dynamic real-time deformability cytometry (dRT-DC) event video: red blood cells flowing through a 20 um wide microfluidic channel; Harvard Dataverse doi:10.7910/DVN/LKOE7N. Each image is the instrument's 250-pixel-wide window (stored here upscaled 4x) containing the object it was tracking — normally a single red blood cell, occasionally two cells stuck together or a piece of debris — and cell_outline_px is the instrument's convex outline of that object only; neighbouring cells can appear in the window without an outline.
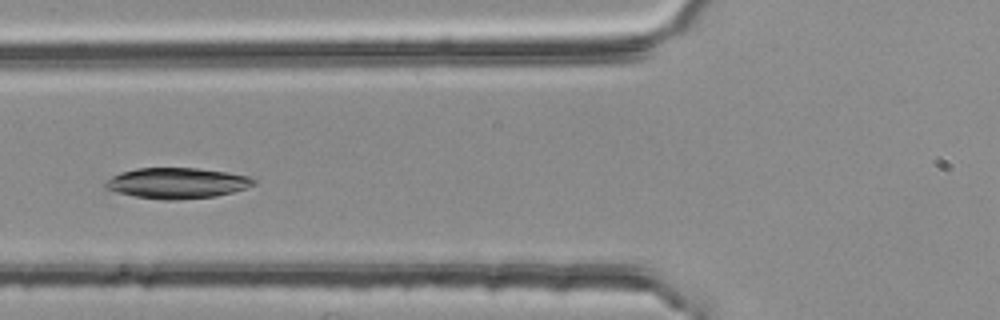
{"species": "common noctule bat (a hibernating species)", "species_latin": "Nyctalus noctula", "temperature_condition": "room temperature", "stored_images_in_passage": 51, "camera_frame_rate_fps": 3000, "um_per_image_px": 0.085, "animal": {"sex": "female", "body_mass_g": 25.1}, "frame": {"image": 1, "passage_image": 21, "time_ms": 6.667, "image_size_px": [1000, 320], "cell_outline_px": [[256, 184], [232, 192], [216, 196], [176, 200], [164, 200], [136, 196], [116, 192], [104, 188], [104, 184], [112, 176], [120, 172], [136, 168], [196, 168], [228, 172], [248, 176], [256, 180]], "centroid_in_image_um": [15.04, 15.56], "position_along_channel_um": 110.8, "area_um2": 26.47}}
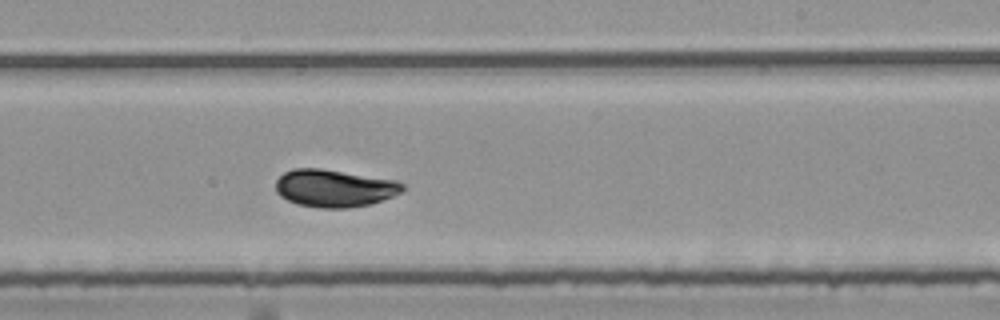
{"frame": {"image": 2, "passage_image": 33, "time_ms": 10.667, "image_size_px": [1000, 320], "cell_outline_px": [[404, 188], [400, 192], [392, 196], [372, 204], [348, 208], [320, 208], [300, 204], [288, 200], [280, 196], [276, 192], [276, 180], [284, 172], [292, 168], [320, 168], [396, 180], [404, 184]], "centroid_in_image_um": [28.41, 15.99], "position_along_channel_um": 260.6, "area_um2": 27.69}}
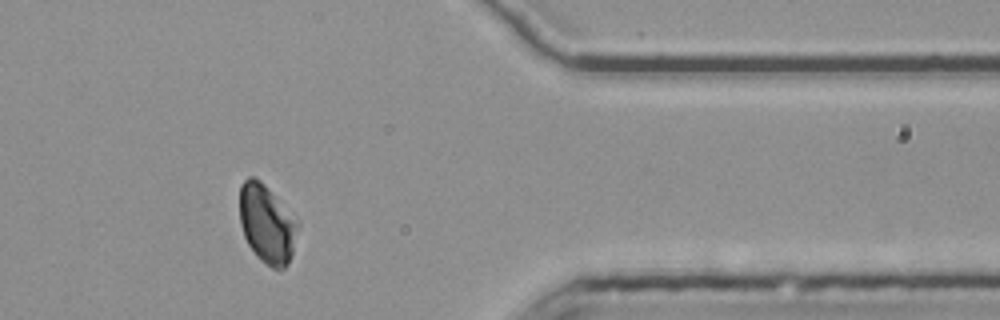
{"frame": {"image": 3, "passage_image": 45, "time_ms": 14.667, "image_size_px": [1000, 320], "cell_outline_px": [[300, 224], [292, 256], [288, 264], [284, 268], [272, 268], [260, 260], [248, 244], [244, 236], [240, 224], [240, 184], [248, 176], [256, 176], [300, 220]], "centroid_in_image_um": [22.72, 19.01], "position_along_channel_um": 388.7, "area_um2": 27.11}, "authors_computed_cell_mechanics": {"area_um2": 27.455, "velocity_mm_per_s": 3.7468, "shape_relaxation_time_tau1_ms": 2.5866, "shape_relaxation_time_tau2_ms": 4.566, "deformation_change_tau1": 0.1655, "deformation_change_tau2": 0.0894}}